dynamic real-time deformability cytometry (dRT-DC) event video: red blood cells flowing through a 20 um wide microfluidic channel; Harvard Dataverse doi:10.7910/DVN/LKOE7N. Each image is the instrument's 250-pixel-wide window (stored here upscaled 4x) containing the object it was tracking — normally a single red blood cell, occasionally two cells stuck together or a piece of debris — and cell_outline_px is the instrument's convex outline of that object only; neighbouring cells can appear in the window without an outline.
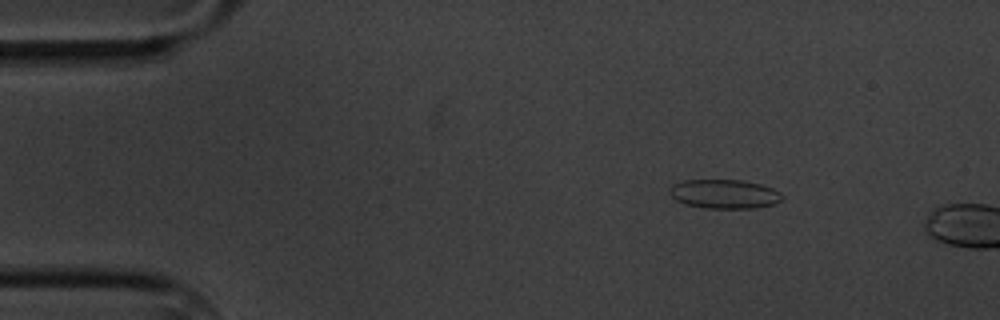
{"species": "common noctule bat (a hibernating species)", "species_latin": "Nyctalus noctula", "temperature_condition": "cold", "stored_images_in_passage": 4, "camera_frame_rate_fps": 3000, "um_per_image_px": 0.085, "animal": {"sex": "male", "body_mass_g": 20.1, "forearm_length_mm": 53.5}, "frame": {"image": 1, "passage_image": 3, "time_ms": 2.333, "image_size_px": [1000, 320], "cell_outline_px": [[784, 200], [776, 204], [756, 208], [704, 208], [688, 204], [676, 200], [668, 192], [672, 184], [684, 180], [740, 180], [760, 184], [772, 188], [780, 192], [784, 196]], "centroid_in_image_um": [61.61, 16.49], "position_along_channel_um": 23.4, "area_um2": 19.19}}